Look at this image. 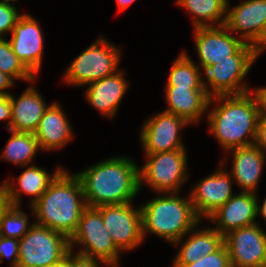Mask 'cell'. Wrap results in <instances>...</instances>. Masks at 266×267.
Returning <instances> with one entry per match:
<instances>
[{
	"instance_id": "6da1fadb",
	"label": "cell",
	"mask_w": 266,
	"mask_h": 267,
	"mask_svg": "<svg viewBox=\"0 0 266 267\" xmlns=\"http://www.w3.org/2000/svg\"><path fill=\"white\" fill-rule=\"evenodd\" d=\"M106 159L76 173L88 207L128 204L140 193L137 163L120 155Z\"/></svg>"
},
{
	"instance_id": "7a4b0ae2",
	"label": "cell",
	"mask_w": 266,
	"mask_h": 267,
	"mask_svg": "<svg viewBox=\"0 0 266 267\" xmlns=\"http://www.w3.org/2000/svg\"><path fill=\"white\" fill-rule=\"evenodd\" d=\"M80 179L63 169L40 198L30 206L34 223L57 231L69 239L87 208Z\"/></svg>"
},
{
	"instance_id": "3957f363",
	"label": "cell",
	"mask_w": 266,
	"mask_h": 267,
	"mask_svg": "<svg viewBox=\"0 0 266 267\" xmlns=\"http://www.w3.org/2000/svg\"><path fill=\"white\" fill-rule=\"evenodd\" d=\"M213 102L217 106L211 110ZM208 109L209 131L223 150L254 144L259 113L249 92L210 97Z\"/></svg>"
},
{
	"instance_id": "277c9868",
	"label": "cell",
	"mask_w": 266,
	"mask_h": 267,
	"mask_svg": "<svg viewBox=\"0 0 266 267\" xmlns=\"http://www.w3.org/2000/svg\"><path fill=\"white\" fill-rule=\"evenodd\" d=\"M158 194L140 205L143 238L152 233L173 245L176 240L186 237L201 219L194 210L190 195L183 198L179 193Z\"/></svg>"
},
{
	"instance_id": "5b68a950",
	"label": "cell",
	"mask_w": 266,
	"mask_h": 267,
	"mask_svg": "<svg viewBox=\"0 0 266 267\" xmlns=\"http://www.w3.org/2000/svg\"><path fill=\"white\" fill-rule=\"evenodd\" d=\"M259 57L258 48L245 43L231 59H225L215 65L199 66L206 77L205 81L201 73V84L210 97L247 93L250 88L244 78Z\"/></svg>"
},
{
	"instance_id": "8992f818",
	"label": "cell",
	"mask_w": 266,
	"mask_h": 267,
	"mask_svg": "<svg viewBox=\"0 0 266 267\" xmlns=\"http://www.w3.org/2000/svg\"><path fill=\"white\" fill-rule=\"evenodd\" d=\"M120 48L103 36L82 51L63 73L70 85L83 86L117 73L121 59Z\"/></svg>"
},
{
	"instance_id": "52a82bcc",
	"label": "cell",
	"mask_w": 266,
	"mask_h": 267,
	"mask_svg": "<svg viewBox=\"0 0 266 267\" xmlns=\"http://www.w3.org/2000/svg\"><path fill=\"white\" fill-rule=\"evenodd\" d=\"M187 150L145 154L146 163L139 167V187L147 183L156 193H180L188 180Z\"/></svg>"
},
{
	"instance_id": "ba28073f",
	"label": "cell",
	"mask_w": 266,
	"mask_h": 267,
	"mask_svg": "<svg viewBox=\"0 0 266 267\" xmlns=\"http://www.w3.org/2000/svg\"><path fill=\"white\" fill-rule=\"evenodd\" d=\"M71 252L67 236L33 223L19 240L17 267H52Z\"/></svg>"
},
{
	"instance_id": "9c48e42d",
	"label": "cell",
	"mask_w": 266,
	"mask_h": 267,
	"mask_svg": "<svg viewBox=\"0 0 266 267\" xmlns=\"http://www.w3.org/2000/svg\"><path fill=\"white\" fill-rule=\"evenodd\" d=\"M69 240L72 252L75 245L82 247L76 253L78 255L106 264H119L121 251L113 243L101 213L96 208L87 207L83 211L78 227Z\"/></svg>"
},
{
	"instance_id": "30bf717a",
	"label": "cell",
	"mask_w": 266,
	"mask_h": 267,
	"mask_svg": "<svg viewBox=\"0 0 266 267\" xmlns=\"http://www.w3.org/2000/svg\"><path fill=\"white\" fill-rule=\"evenodd\" d=\"M132 203L96 208L101 213L103 224L113 243L122 253L137 248L145 241L142 234L141 208H135Z\"/></svg>"
},
{
	"instance_id": "8fae6325",
	"label": "cell",
	"mask_w": 266,
	"mask_h": 267,
	"mask_svg": "<svg viewBox=\"0 0 266 267\" xmlns=\"http://www.w3.org/2000/svg\"><path fill=\"white\" fill-rule=\"evenodd\" d=\"M187 125L188 123L183 118L164 110L144 120L140 132V143L145 154L186 149L180 130Z\"/></svg>"
},
{
	"instance_id": "7c38bea8",
	"label": "cell",
	"mask_w": 266,
	"mask_h": 267,
	"mask_svg": "<svg viewBox=\"0 0 266 267\" xmlns=\"http://www.w3.org/2000/svg\"><path fill=\"white\" fill-rule=\"evenodd\" d=\"M232 267L266 266V232L258 223L224 235Z\"/></svg>"
},
{
	"instance_id": "4fadbf2b",
	"label": "cell",
	"mask_w": 266,
	"mask_h": 267,
	"mask_svg": "<svg viewBox=\"0 0 266 267\" xmlns=\"http://www.w3.org/2000/svg\"><path fill=\"white\" fill-rule=\"evenodd\" d=\"M229 4L228 0L225 26L259 48L266 39V0H244L232 9Z\"/></svg>"
},
{
	"instance_id": "5bb4252c",
	"label": "cell",
	"mask_w": 266,
	"mask_h": 267,
	"mask_svg": "<svg viewBox=\"0 0 266 267\" xmlns=\"http://www.w3.org/2000/svg\"><path fill=\"white\" fill-rule=\"evenodd\" d=\"M222 161L218 171L206 176L190 190V199L197 216L203 221L225 204L235 193L232 190V176ZM205 218V219H203Z\"/></svg>"
},
{
	"instance_id": "9a60e30c",
	"label": "cell",
	"mask_w": 266,
	"mask_h": 267,
	"mask_svg": "<svg viewBox=\"0 0 266 267\" xmlns=\"http://www.w3.org/2000/svg\"><path fill=\"white\" fill-rule=\"evenodd\" d=\"M194 35L200 66L215 65L231 59L245 44L236 34L232 35L225 25L194 28Z\"/></svg>"
},
{
	"instance_id": "2e32d148",
	"label": "cell",
	"mask_w": 266,
	"mask_h": 267,
	"mask_svg": "<svg viewBox=\"0 0 266 267\" xmlns=\"http://www.w3.org/2000/svg\"><path fill=\"white\" fill-rule=\"evenodd\" d=\"M8 40L17 58L38 76L42 65L44 36L39 22L30 14H23Z\"/></svg>"
},
{
	"instance_id": "e0dca14e",
	"label": "cell",
	"mask_w": 266,
	"mask_h": 267,
	"mask_svg": "<svg viewBox=\"0 0 266 267\" xmlns=\"http://www.w3.org/2000/svg\"><path fill=\"white\" fill-rule=\"evenodd\" d=\"M258 200L256 193H235L206 220L216 224L213 228L223 236L234 229L256 224Z\"/></svg>"
},
{
	"instance_id": "ac0fdd59",
	"label": "cell",
	"mask_w": 266,
	"mask_h": 267,
	"mask_svg": "<svg viewBox=\"0 0 266 267\" xmlns=\"http://www.w3.org/2000/svg\"><path fill=\"white\" fill-rule=\"evenodd\" d=\"M124 69L94 81L86 86L85 98L100 114L112 119L117 114L120 103L128 90L129 82L124 77Z\"/></svg>"
},
{
	"instance_id": "d6986e66",
	"label": "cell",
	"mask_w": 266,
	"mask_h": 267,
	"mask_svg": "<svg viewBox=\"0 0 266 267\" xmlns=\"http://www.w3.org/2000/svg\"><path fill=\"white\" fill-rule=\"evenodd\" d=\"M232 153V179L244 192L257 193V188L266 162V154L257 146L236 147Z\"/></svg>"
},
{
	"instance_id": "ffe728a7",
	"label": "cell",
	"mask_w": 266,
	"mask_h": 267,
	"mask_svg": "<svg viewBox=\"0 0 266 267\" xmlns=\"http://www.w3.org/2000/svg\"><path fill=\"white\" fill-rule=\"evenodd\" d=\"M72 127L62 106L54 102L45 110L34 132L43 152L62 149L73 139Z\"/></svg>"
},
{
	"instance_id": "44dd1931",
	"label": "cell",
	"mask_w": 266,
	"mask_h": 267,
	"mask_svg": "<svg viewBox=\"0 0 266 267\" xmlns=\"http://www.w3.org/2000/svg\"><path fill=\"white\" fill-rule=\"evenodd\" d=\"M165 89L168 106L164 111L183 118L189 125L207 115L210 96L205 88L166 86Z\"/></svg>"
},
{
	"instance_id": "7402d4cb",
	"label": "cell",
	"mask_w": 266,
	"mask_h": 267,
	"mask_svg": "<svg viewBox=\"0 0 266 267\" xmlns=\"http://www.w3.org/2000/svg\"><path fill=\"white\" fill-rule=\"evenodd\" d=\"M202 220L197 223L186 235L176 240L174 245H180L178 253L173 258V264H190L198 261L202 256L209 255L217 251L224 244V236L211 227L199 228Z\"/></svg>"
},
{
	"instance_id": "603a6c76",
	"label": "cell",
	"mask_w": 266,
	"mask_h": 267,
	"mask_svg": "<svg viewBox=\"0 0 266 267\" xmlns=\"http://www.w3.org/2000/svg\"><path fill=\"white\" fill-rule=\"evenodd\" d=\"M11 127L16 132L34 133L45 110L49 107L35 86H28L16 99L10 94Z\"/></svg>"
},
{
	"instance_id": "cb8c5ba5",
	"label": "cell",
	"mask_w": 266,
	"mask_h": 267,
	"mask_svg": "<svg viewBox=\"0 0 266 267\" xmlns=\"http://www.w3.org/2000/svg\"><path fill=\"white\" fill-rule=\"evenodd\" d=\"M62 167H57L53 173L46 171L37 165H31L22 172L21 175L16 177L17 184L14 185V181L10 180V177L6 179L4 185L7 189L8 198L11 205H21L22 193L31 196L30 206L34 204L40 196L47 190L51 182L57 177V175L63 170ZM13 183V184H12ZM33 197V198H32Z\"/></svg>"
},
{
	"instance_id": "d4e9b609",
	"label": "cell",
	"mask_w": 266,
	"mask_h": 267,
	"mask_svg": "<svg viewBox=\"0 0 266 267\" xmlns=\"http://www.w3.org/2000/svg\"><path fill=\"white\" fill-rule=\"evenodd\" d=\"M175 2L190 12L193 28L225 25L228 0H176Z\"/></svg>"
},
{
	"instance_id": "484cf974",
	"label": "cell",
	"mask_w": 266,
	"mask_h": 267,
	"mask_svg": "<svg viewBox=\"0 0 266 267\" xmlns=\"http://www.w3.org/2000/svg\"><path fill=\"white\" fill-rule=\"evenodd\" d=\"M11 132V137L7 141L0 158L9 161L23 168L35 158L40 150L34 133L30 132Z\"/></svg>"
},
{
	"instance_id": "4316f807",
	"label": "cell",
	"mask_w": 266,
	"mask_h": 267,
	"mask_svg": "<svg viewBox=\"0 0 266 267\" xmlns=\"http://www.w3.org/2000/svg\"><path fill=\"white\" fill-rule=\"evenodd\" d=\"M199 69L200 67L195 65L188 53L185 51L181 52L172 63V67L167 77L166 86L205 88L201 84V72Z\"/></svg>"
},
{
	"instance_id": "83f0119b",
	"label": "cell",
	"mask_w": 266,
	"mask_h": 267,
	"mask_svg": "<svg viewBox=\"0 0 266 267\" xmlns=\"http://www.w3.org/2000/svg\"><path fill=\"white\" fill-rule=\"evenodd\" d=\"M0 71L12 77L27 82H35L36 76L17 58L9 41L0 38Z\"/></svg>"
},
{
	"instance_id": "f1b7e54d",
	"label": "cell",
	"mask_w": 266,
	"mask_h": 267,
	"mask_svg": "<svg viewBox=\"0 0 266 267\" xmlns=\"http://www.w3.org/2000/svg\"><path fill=\"white\" fill-rule=\"evenodd\" d=\"M28 215L21 205H9L0 219V236L21 239L30 229Z\"/></svg>"
},
{
	"instance_id": "f546056e",
	"label": "cell",
	"mask_w": 266,
	"mask_h": 267,
	"mask_svg": "<svg viewBox=\"0 0 266 267\" xmlns=\"http://www.w3.org/2000/svg\"><path fill=\"white\" fill-rule=\"evenodd\" d=\"M172 267H232L228 249L223 244L212 254L202 256L198 261L190 264H172Z\"/></svg>"
},
{
	"instance_id": "4dcf8cb0",
	"label": "cell",
	"mask_w": 266,
	"mask_h": 267,
	"mask_svg": "<svg viewBox=\"0 0 266 267\" xmlns=\"http://www.w3.org/2000/svg\"><path fill=\"white\" fill-rule=\"evenodd\" d=\"M15 5L0 2V38L12 33L19 18L23 15Z\"/></svg>"
},
{
	"instance_id": "1f68e13d",
	"label": "cell",
	"mask_w": 266,
	"mask_h": 267,
	"mask_svg": "<svg viewBox=\"0 0 266 267\" xmlns=\"http://www.w3.org/2000/svg\"><path fill=\"white\" fill-rule=\"evenodd\" d=\"M4 257L10 258L11 267H17L19 261V239L0 236V263Z\"/></svg>"
},
{
	"instance_id": "d6a6232c",
	"label": "cell",
	"mask_w": 266,
	"mask_h": 267,
	"mask_svg": "<svg viewBox=\"0 0 266 267\" xmlns=\"http://www.w3.org/2000/svg\"><path fill=\"white\" fill-rule=\"evenodd\" d=\"M105 267L106 263L92 258H87L76 254L75 252L69 253V267Z\"/></svg>"
},
{
	"instance_id": "836d02e7",
	"label": "cell",
	"mask_w": 266,
	"mask_h": 267,
	"mask_svg": "<svg viewBox=\"0 0 266 267\" xmlns=\"http://www.w3.org/2000/svg\"><path fill=\"white\" fill-rule=\"evenodd\" d=\"M254 145L266 154V117L258 118Z\"/></svg>"
},
{
	"instance_id": "e575fe53",
	"label": "cell",
	"mask_w": 266,
	"mask_h": 267,
	"mask_svg": "<svg viewBox=\"0 0 266 267\" xmlns=\"http://www.w3.org/2000/svg\"><path fill=\"white\" fill-rule=\"evenodd\" d=\"M249 93L255 100L259 116L266 117V87L250 89Z\"/></svg>"
},
{
	"instance_id": "d590c367",
	"label": "cell",
	"mask_w": 266,
	"mask_h": 267,
	"mask_svg": "<svg viewBox=\"0 0 266 267\" xmlns=\"http://www.w3.org/2000/svg\"><path fill=\"white\" fill-rule=\"evenodd\" d=\"M11 102H10V95L3 96L0 95V121L5 120L8 121V125L6 126L7 130H10L11 127Z\"/></svg>"
},
{
	"instance_id": "8d00e7d4",
	"label": "cell",
	"mask_w": 266,
	"mask_h": 267,
	"mask_svg": "<svg viewBox=\"0 0 266 267\" xmlns=\"http://www.w3.org/2000/svg\"><path fill=\"white\" fill-rule=\"evenodd\" d=\"M14 81L15 80L12 77L0 71V95H10V92L8 93V91L6 92L4 90H7L8 88L12 87L14 85Z\"/></svg>"
},
{
	"instance_id": "74e56055",
	"label": "cell",
	"mask_w": 266,
	"mask_h": 267,
	"mask_svg": "<svg viewBox=\"0 0 266 267\" xmlns=\"http://www.w3.org/2000/svg\"><path fill=\"white\" fill-rule=\"evenodd\" d=\"M9 205L10 201L8 198L7 189L3 182V184L0 185V219Z\"/></svg>"
},
{
	"instance_id": "f35d334b",
	"label": "cell",
	"mask_w": 266,
	"mask_h": 267,
	"mask_svg": "<svg viewBox=\"0 0 266 267\" xmlns=\"http://www.w3.org/2000/svg\"><path fill=\"white\" fill-rule=\"evenodd\" d=\"M259 204H260L259 201H257V216L260 215L266 222V197L261 203L262 205L260 206Z\"/></svg>"
},
{
	"instance_id": "ab89813d",
	"label": "cell",
	"mask_w": 266,
	"mask_h": 267,
	"mask_svg": "<svg viewBox=\"0 0 266 267\" xmlns=\"http://www.w3.org/2000/svg\"><path fill=\"white\" fill-rule=\"evenodd\" d=\"M119 11L127 9L136 0H115Z\"/></svg>"
},
{
	"instance_id": "60d3db41",
	"label": "cell",
	"mask_w": 266,
	"mask_h": 267,
	"mask_svg": "<svg viewBox=\"0 0 266 267\" xmlns=\"http://www.w3.org/2000/svg\"><path fill=\"white\" fill-rule=\"evenodd\" d=\"M52 267H69V254L62 261L56 263Z\"/></svg>"
},
{
	"instance_id": "b9f144b4",
	"label": "cell",
	"mask_w": 266,
	"mask_h": 267,
	"mask_svg": "<svg viewBox=\"0 0 266 267\" xmlns=\"http://www.w3.org/2000/svg\"><path fill=\"white\" fill-rule=\"evenodd\" d=\"M265 50H266V39H265L264 43L258 48L259 56H260V54H262L263 51H265Z\"/></svg>"
},
{
	"instance_id": "7bdbcfd3",
	"label": "cell",
	"mask_w": 266,
	"mask_h": 267,
	"mask_svg": "<svg viewBox=\"0 0 266 267\" xmlns=\"http://www.w3.org/2000/svg\"><path fill=\"white\" fill-rule=\"evenodd\" d=\"M16 1H18V0H0V2L11 4V5H13L12 3L16 2Z\"/></svg>"
},
{
	"instance_id": "ee69618b",
	"label": "cell",
	"mask_w": 266,
	"mask_h": 267,
	"mask_svg": "<svg viewBox=\"0 0 266 267\" xmlns=\"http://www.w3.org/2000/svg\"><path fill=\"white\" fill-rule=\"evenodd\" d=\"M120 266L119 264H107L105 267H118Z\"/></svg>"
}]
</instances>
